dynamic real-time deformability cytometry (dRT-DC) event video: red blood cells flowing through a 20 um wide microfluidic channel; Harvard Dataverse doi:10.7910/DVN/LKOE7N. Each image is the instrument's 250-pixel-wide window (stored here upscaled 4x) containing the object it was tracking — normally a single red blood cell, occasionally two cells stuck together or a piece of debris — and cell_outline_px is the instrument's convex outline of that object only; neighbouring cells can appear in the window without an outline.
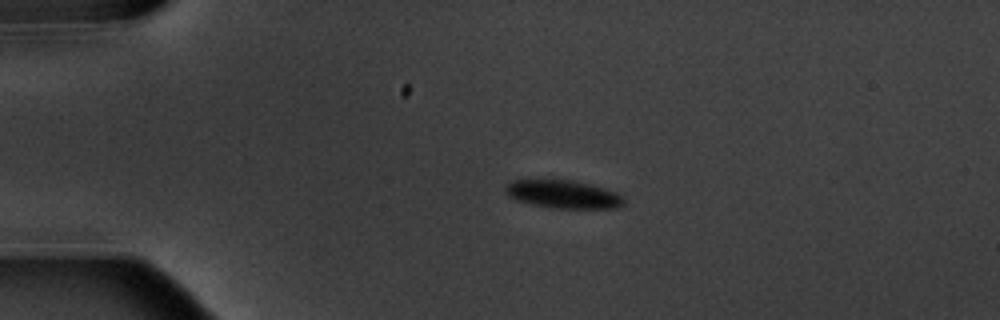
{"species": "common noctule bat (a hibernating species)", "species_latin": "Nyctalus noctula", "temperature_condition": "warm", "stored_images_in_passage": 6, "camera_frame_rate_fps": 3000, "um_per_image_px": 0.085, "animal": {"sex": "male", "body_mass_g": 20.1, "forearm_length_mm": 53.5}, "frame": {"image": 1, "passage_image": 4, "time_ms": 3.333, "image_size_px": [1000, 320], "cell_outline_px": [[624, 204], [616, 208], [552, 208], [532, 204], [516, 200], [508, 196], [504, 192], [504, 188], [512, 180], [572, 180], [604, 188], [616, 192], [624, 196]], "centroid_in_image_um": [47.87, 16.52], "position_along_channel_um": 37.1, "area_um2": 19.36}}
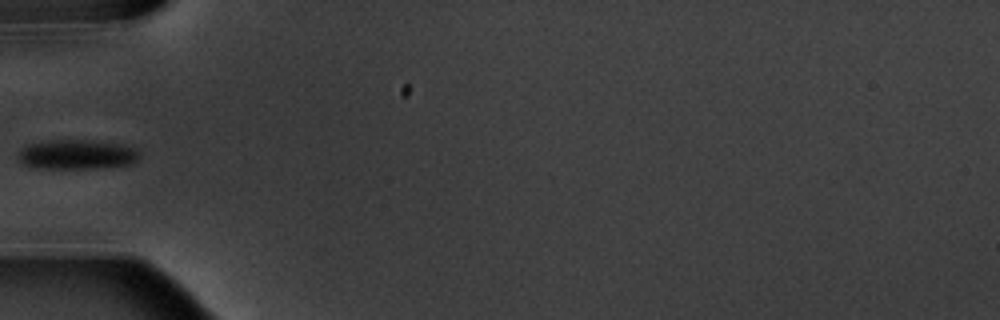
{"frame": {"image": 2, "passage_image": 6, "time_ms": 5.667, "image_size_px": [1000, 320], "cell_outline_px": [[140, 160], [128, 164], [92, 168], [36, 168], [24, 164], [16, 156], [20, 148], [28, 144], [52, 140], [92, 140], [120, 144], [132, 148], [140, 152]], "centroid_in_image_um": [6.5, 13.12], "position_along_channel_um": 78.5, "area_um2": 20.87}}